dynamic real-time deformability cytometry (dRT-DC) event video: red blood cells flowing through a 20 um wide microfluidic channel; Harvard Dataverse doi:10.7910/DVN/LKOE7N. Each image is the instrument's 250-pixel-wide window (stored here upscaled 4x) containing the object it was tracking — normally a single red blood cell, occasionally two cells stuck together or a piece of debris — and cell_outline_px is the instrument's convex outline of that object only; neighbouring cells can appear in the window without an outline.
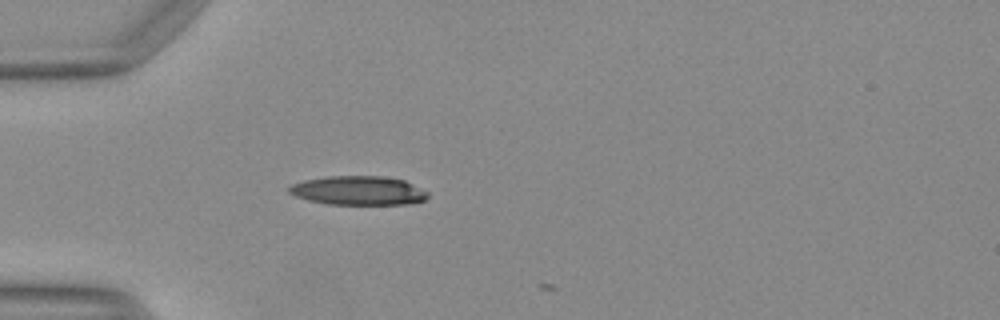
{"species": "Egyptian fruit bat (a non-hibernating species)", "species_latin": "Rousettus aegyptiacus", "temperature_condition": "warm", "stored_images_in_passage": 2, "camera_frame_rate_fps": 3000, "um_per_image_px": 0.085, "animal": {"sex": "female"}, "frame": {"image": 1, "passage_image": 1, "time_ms": 0.0, "image_size_px": [1000, 320], "cell_outline_px": [[428, 196], [424, 200], [404, 204], [328, 204], [308, 200], [296, 196], [288, 192], [288, 188], [292, 184], [304, 180], [328, 176], [384, 176], [404, 180], [428, 192]], "centroid_in_image_um": [30.44, 16.19], "position_along_channel_um": 54.6, "area_um2": 23.29}}